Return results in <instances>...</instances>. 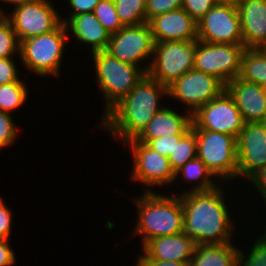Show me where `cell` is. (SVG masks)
I'll use <instances>...</instances> for the list:
<instances>
[{"label":"cell","instance_id":"5","mask_svg":"<svg viewBox=\"0 0 266 266\" xmlns=\"http://www.w3.org/2000/svg\"><path fill=\"white\" fill-rule=\"evenodd\" d=\"M68 29L61 22L54 30L20 42V58L26 68L40 75L57 77Z\"/></svg>","mask_w":266,"mask_h":266},{"label":"cell","instance_id":"12","mask_svg":"<svg viewBox=\"0 0 266 266\" xmlns=\"http://www.w3.org/2000/svg\"><path fill=\"white\" fill-rule=\"evenodd\" d=\"M51 4L47 0H32L16 6L10 16L5 14L20 42L48 33L61 23Z\"/></svg>","mask_w":266,"mask_h":266},{"label":"cell","instance_id":"16","mask_svg":"<svg viewBox=\"0 0 266 266\" xmlns=\"http://www.w3.org/2000/svg\"><path fill=\"white\" fill-rule=\"evenodd\" d=\"M148 24L155 43L198 40L197 22L183 8L156 15Z\"/></svg>","mask_w":266,"mask_h":266},{"label":"cell","instance_id":"3","mask_svg":"<svg viewBox=\"0 0 266 266\" xmlns=\"http://www.w3.org/2000/svg\"><path fill=\"white\" fill-rule=\"evenodd\" d=\"M135 202L139 221L134 233L143 235V246L153 238L183 232V207L179 195L168 197L146 189Z\"/></svg>","mask_w":266,"mask_h":266},{"label":"cell","instance_id":"7","mask_svg":"<svg viewBox=\"0 0 266 266\" xmlns=\"http://www.w3.org/2000/svg\"><path fill=\"white\" fill-rule=\"evenodd\" d=\"M195 131L198 134L197 158L204 162L213 178L221 176L229 180L237 177L236 138L216 131Z\"/></svg>","mask_w":266,"mask_h":266},{"label":"cell","instance_id":"4","mask_svg":"<svg viewBox=\"0 0 266 266\" xmlns=\"http://www.w3.org/2000/svg\"><path fill=\"white\" fill-rule=\"evenodd\" d=\"M96 77L105 98V114L125 97L147 73V68L128 64L105 50L93 52Z\"/></svg>","mask_w":266,"mask_h":266},{"label":"cell","instance_id":"33","mask_svg":"<svg viewBox=\"0 0 266 266\" xmlns=\"http://www.w3.org/2000/svg\"><path fill=\"white\" fill-rule=\"evenodd\" d=\"M11 115L0 111V149L9 146L16 138V128Z\"/></svg>","mask_w":266,"mask_h":266},{"label":"cell","instance_id":"20","mask_svg":"<svg viewBox=\"0 0 266 266\" xmlns=\"http://www.w3.org/2000/svg\"><path fill=\"white\" fill-rule=\"evenodd\" d=\"M192 127V115L177 114L169 108L156 113L150 122L135 137L138 142L146 144L149 140L176 134H185Z\"/></svg>","mask_w":266,"mask_h":266},{"label":"cell","instance_id":"37","mask_svg":"<svg viewBox=\"0 0 266 266\" xmlns=\"http://www.w3.org/2000/svg\"><path fill=\"white\" fill-rule=\"evenodd\" d=\"M99 1L100 0H69V4L74 10L69 18L79 14L93 12Z\"/></svg>","mask_w":266,"mask_h":266},{"label":"cell","instance_id":"42","mask_svg":"<svg viewBox=\"0 0 266 266\" xmlns=\"http://www.w3.org/2000/svg\"><path fill=\"white\" fill-rule=\"evenodd\" d=\"M219 1H223V2H227V3H232V4H238L244 0H219Z\"/></svg>","mask_w":266,"mask_h":266},{"label":"cell","instance_id":"23","mask_svg":"<svg viewBox=\"0 0 266 266\" xmlns=\"http://www.w3.org/2000/svg\"><path fill=\"white\" fill-rule=\"evenodd\" d=\"M239 78L266 88V52L263 49L244 50Z\"/></svg>","mask_w":266,"mask_h":266},{"label":"cell","instance_id":"11","mask_svg":"<svg viewBox=\"0 0 266 266\" xmlns=\"http://www.w3.org/2000/svg\"><path fill=\"white\" fill-rule=\"evenodd\" d=\"M226 90V85L213 75L192 69L168 86V95L179 99L192 109L193 115L210 100L217 98Z\"/></svg>","mask_w":266,"mask_h":266},{"label":"cell","instance_id":"8","mask_svg":"<svg viewBox=\"0 0 266 266\" xmlns=\"http://www.w3.org/2000/svg\"><path fill=\"white\" fill-rule=\"evenodd\" d=\"M243 44L209 43L196 40L194 69L210 74L227 85L239 77Z\"/></svg>","mask_w":266,"mask_h":266},{"label":"cell","instance_id":"9","mask_svg":"<svg viewBox=\"0 0 266 266\" xmlns=\"http://www.w3.org/2000/svg\"><path fill=\"white\" fill-rule=\"evenodd\" d=\"M197 36L209 43L243 44L237 5L218 1L197 22Z\"/></svg>","mask_w":266,"mask_h":266},{"label":"cell","instance_id":"40","mask_svg":"<svg viewBox=\"0 0 266 266\" xmlns=\"http://www.w3.org/2000/svg\"><path fill=\"white\" fill-rule=\"evenodd\" d=\"M136 266H188V263H182L177 261H163L149 258L145 253L142 257H139L138 264Z\"/></svg>","mask_w":266,"mask_h":266},{"label":"cell","instance_id":"1","mask_svg":"<svg viewBox=\"0 0 266 266\" xmlns=\"http://www.w3.org/2000/svg\"><path fill=\"white\" fill-rule=\"evenodd\" d=\"M222 194L217 186L210 191H185L180 195L183 234L196 245L232 243L233 225Z\"/></svg>","mask_w":266,"mask_h":266},{"label":"cell","instance_id":"41","mask_svg":"<svg viewBox=\"0 0 266 266\" xmlns=\"http://www.w3.org/2000/svg\"><path fill=\"white\" fill-rule=\"evenodd\" d=\"M0 1L3 3L8 2V4L11 3V4H14L15 6H18V5L24 4L26 2H30L32 0H0Z\"/></svg>","mask_w":266,"mask_h":266},{"label":"cell","instance_id":"44","mask_svg":"<svg viewBox=\"0 0 266 266\" xmlns=\"http://www.w3.org/2000/svg\"><path fill=\"white\" fill-rule=\"evenodd\" d=\"M0 15H5V13H3V11L0 9Z\"/></svg>","mask_w":266,"mask_h":266},{"label":"cell","instance_id":"25","mask_svg":"<svg viewBox=\"0 0 266 266\" xmlns=\"http://www.w3.org/2000/svg\"><path fill=\"white\" fill-rule=\"evenodd\" d=\"M180 173L183 178L185 177L188 181L195 179L201 181L196 186L194 185L193 189L190 191H210L217 187L215 184L216 182L211 181V176H213V174L206 168L204 162L199 158L188 161L175 172V177Z\"/></svg>","mask_w":266,"mask_h":266},{"label":"cell","instance_id":"32","mask_svg":"<svg viewBox=\"0 0 266 266\" xmlns=\"http://www.w3.org/2000/svg\"><path fill=\"white\" fill-rule=\"evenodd\" d=\"M219 0H183L182 8L198 22Z\"/></svg>","mask_w":266,"mask_h":266},{"label":"cell","instance_id":"29","mask_svg":"<svg viewBox=\"0 0 266 266\" xmlns=\"http://www.w3.org/2000/svg\"><path fill=\"white\" fill-rule=\"evenodd\" d=\"M93 13L110 34L124 27L117 15L114 0H100Z\"/></svg>","mask_w":266,"mask_h":266},{"label":"cell","instance_id":"18","mask_svg":"<svg viewBox=\"0 0 266 266\" xmlns=\"http://www.w3.org/2000/svg\"><path fill=\"white\" fill-rule=\"evenodd\" d=\"M243 46L262 49L266 46V0H244L237 4Z\"/></svg>","mask_w":266,"mask_h":266},{"label":"cell","instance_id":"31","mask_svg":"<svg viewBox=\"0 0 266 266\" xmlns=\"http://www.w3.org/2000/svg\"><path fill=\"white\" fill-rule=\"evenodd\" d=\"M183 0H146V22L156 15L182 8Z\"/></svg>","mask_w":266,"mask_h":266},{"label":"cell","instance_id":"22","mask_svg":"<svg viewBox=\"0 0 266 266\" xmlns=\"http://www.w3.org/2000/svg\"><path fill=\"white\" fill-rule=\"evenodd\" d=\"M188 266H238V248L232 243L196 245Z\"/></svg>","mask_w":266,"mask_h":266},{"label":"cell","instance_id":"10","mask_svg":"<svg viewBox=\"0 0 266 266\" xmlns=\"http://www.w3.org/2000/svg\"><path fill=\"white\" fill-rule=\"evenodd\" d=\"M244 123L239 109L226 90L192 115L194 130L216 131L232 135L236 139Z\"/></svg>","mask_w":266,"mask_h":266},{"label":"cell","instance_id":"43","mask_svg":"<svg viewBox=\"0 0 266 266\" xmlns=\"http://www.w3.org/2000/svg\"><path fill=\"white\" fill-rule=\"evenodd\" d=\"M261 123L263 124V127H264L265 132H266V118L263 121H261Z\"/></svg>","mask_w":266,"mask_h":266},{"label":"cell","instance_id":"14","mask_svg":"<svg viewBox=\"0 0 266 266\" xmlns=\"http://www.w3.org/2000/svg\"><path fill=\"white\" fill-rule=\"evenodd\" d=\"M237 177L247 179L266 166V132L261 122H245L236 139Z\"/></svg>","mask_w":266,"mask_h":266},{"label":"cell","instance_id":"17","mask_svg":"<svg viewBox=\"0 0 266 266\" xmlns=\"http://www.w3.org/2000/svg\"><path fill=\"white\" fill-rule=\"evenodd\" d=\"M226 91L233 98L244 122H261L266 118L265 87L237 77L226 85Z\"/></svg>","mask_w":266,"mask_h":266},{"label":"cell","instance_id":"24","mask_svg":"<svg viewBox=\"0 0 266 266\" xmlns=\"http://www.w3.org/2000/svg\"><path fill=\"white\" fill-rule=\"evenodd\" d=\"M198 134L191 127L180 139L176 141L174 151L168 157L174 172L184 166L188 161L197 158Z\"/></svg>","mask_w":266,"mask_h":266},{"label":"cell","instance_id":"19","mask_svg":"<svg viewBox=\"0 0 266 266\" xmlns=\"http://www.w3.org/2000/svg\"><path fill=\"white\" fill-rule=\"evenodd\" d=\"M195 246L194 241L181 232L153 238L142 248L143 253L151 259L189 263L194 254Z\"/></svg>","mask_w":266,"mask_h":266},{"label":"cell","instance_id":"34","mask_svg":"<svg viewBox=\"0 0 266 266\" xmlns=\"http://www.w3.org/2000/svg\"><path fill=\"white\" fill-rule=\"evenodd\" d=\"M184 134L170 135L166 137H161L158 139L149 140L146 145L152 150L158 152L160 155L169 157L174 151L176 146V141H180Z\"/></svg>","mask_w":266,"mask_h":266},{"label":"cell","instance_id":"27","mask_svg":"<svg viewBox=\"0 0 266 266\" xmlns=\"http://www.w3.org/2000/svg\"><path fill=\"white\" fill-rule=\"evenodd\" d=\"M27 89L20 79L9 84L0 85V111L11 112L27 99Z\"/></svg>","mask_w":266,"mask_h":266},{"label":"cell","instance_id":"6","mask_svg":"<svg viewBox=\"0 0 266 266\" xmlns=\"http://www.w3.org/2000/svg\"><path fill=\"white\" fill-rule=\"evenodd\" d=\"M196 40L163 41L154 45V59L147 67V74L168 87L184 73L194 69Z\"/></svg>","mask_w":266,"mask_h":266},{"label":"cell","instance_id":"21","mask_svg":"<svg viewBox=\"0 0 266 266\" xmlns=\"http://www.w3.org/2000/svg\"><path fill=\"white\" fill-rule=\"evenodd\" d=\"M61 22L84 44H90L92 53L106 50L111 34L103 27L93 12L72 16Z\"/></svg>","mask_w":266,"mask_h":266},{"label":"cell","instance_id":"28","mask_svg":"<svg viewBox=\"0 0 266 266\" xmlns=\"http://www.w3.org/2000/svg\"><path fill=\"white\" fill-rule=\"evenodd\" d=\"M16 52L20 54V41L11 22L5 15H0V58H9Z\"/></svg>","mask_w":266,"mask_h":266},{"label":"cell","instance_id":"39","mask_svg":"<svg viewBox=\"0 0 266 266\" xmlns=\"http://www.w3.org/2000/svg\"><path fill=\"white\" fill-rule=\"evenodd\" d=\"M249 181L256 186L257 190L261 193L262 198L266 200V166L257 170L249 178Z\"/></svg>","mask_w":266,"mask_h":266},{"label":"cell","instance_id":"15","mask_svg":"<svg viewBox=\"0 0 266 266\" xmlns=\"http://www.w3.org/2000/svg\"><path fill=\"white\" fill-rule=\"evenodd\" d=\"M129 143L132 147L134 169L132 178L142 181L147 186L166 185L172 183L176 179V174L173 171L169 159L152 150L146 144L138 142L135 138L124 142Z\"/></svg>","mask_w":266,"mask_h":266},{"label":"cell","instance_id":"36","mask_svg":"<svg viewBox=\"0 0 266 266\" xmlns=\"http://www.w3.org/2000/svg\"><path fill=\"white\" fill-rule=\"evenodd\" d=\"M11 211L4 204L2 199L0 198V239H6L10 237L11 233Z\"/></svg>","mask_w":266,"mask_h":266},{"label":"cell","instance_id":"38","mask_svg":"<svg viewBox=\"0 0 266 266\" xmlns=\"http://www.w3.org/2000/svg\"><path fill=\"white\" fill-rule=\"evenodd\" d=\"M15 255L8 245V240L0 239V266H13Z\"/></svg>","mask_w":266,"mask_h":266},{"label":"cell","instance_id":"2","mask_svg":"<svg viewBox=\"0 0 266 266\" xmlns=\"http://www.w3.org/2000/svg\"><path fill=\"white\" fill-rule=\"evenodd\" d=\"M162 94L168 95V87L146 73L125 97L102 115V127L123 141L135 138L154 115L164 108L158 104Z\"/></svg>","mask_w":266,"mask_h":266},{"label":"cell","instance_id":"26","mask_svg":"<svg viewBox=\"0 0 266 266\" xmlns=\"http://www.w3.org/2000/svg\"><path fill=\"white\" fill-rule=\"evenodd\" d=\"M114 5L123 26L146 23V0H114Z\"/></svg>","mask_w":266,"mask_h":266},{"label":"cell","instance_id":"30","mask_svg":"<svg viewBox=\"0 0 266 266\" xmlns=\"http://www.w3.org/2000/svg\"><path fill=\"white\" fill-rule=\"evenodd\" d=\"M252 247L246 259L238 249V266H266V238L260 237Z\"/></svg>","mask_w":266,"mask_h":266},{"label":"cell","instance_id":"35","mask_svg":"<svg viewBox=\"0 0 266 266\" xmlns=\"http://www.w3.org/2000/svg\"><path fill=\"white\" fill-rule=\"evenodd\" d=\"M15 63L9 58H0V85L18 81Z\"/></svg>","mask_w":266,"mask_h":266},{"label":"cell","instance_id":"13","mask_svg":"<svg viewBox=\"0 0 266 266\" xmlns=\"http://www.w3.org/2000/svg\"><path fill=\"white\" fill-rule=\"evenodd\" d=\"M154 39L148 22L124 26L118 32L111 34L106 52L122 62L138 66L139 61L152 56Z\"/></svg>","mask_w":266,"mask_h":266}]
</instances>
